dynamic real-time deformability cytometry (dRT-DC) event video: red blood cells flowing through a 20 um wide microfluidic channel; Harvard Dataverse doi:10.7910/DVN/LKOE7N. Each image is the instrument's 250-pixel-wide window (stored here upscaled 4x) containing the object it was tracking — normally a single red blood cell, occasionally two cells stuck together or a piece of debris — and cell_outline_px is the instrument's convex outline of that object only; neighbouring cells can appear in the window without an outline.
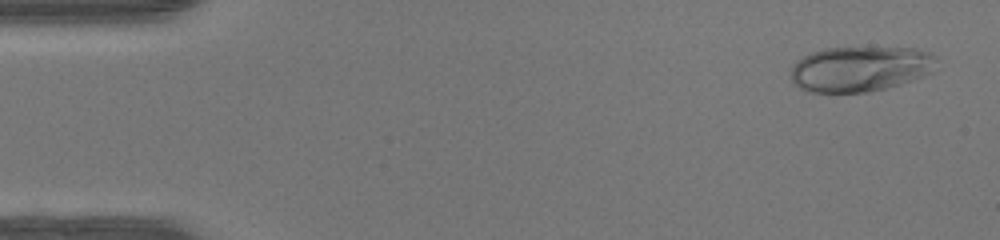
{"species": "human", "species_latin": "Homo sapiens", "temperature_condition": "warm", "stored_images_in_passage": 47, "camera_frame_rate_fps": 3000, "um_per_image_px": 0.085, "donor": {"sex": "female"}, "frame": {"image": 1, "passage_image": 2, "time_ms": 0.333, "image_size_px": [1000, 240], "cell_outline_px": [[936, 56], [932, 72], [924, 76], [900, 84], [868, 92], [808, 92], [800, 88], [792, 80], [792, 68], [796, 60], [812, 52], [824, 48], [916, 48], [932, 52]], "centroid_in_image_um": [73.13, 5.85], "position_along_channel_um": 11.9, "area_um2": 38.38}}
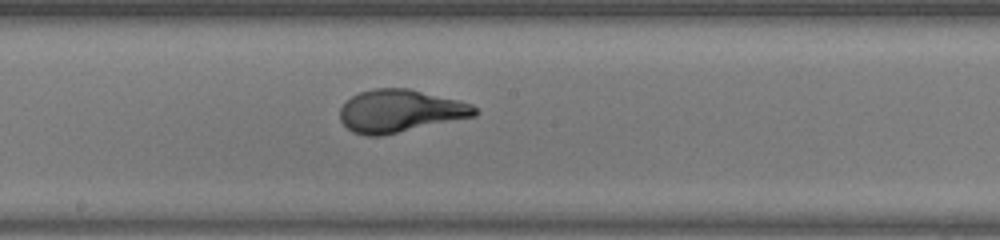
{"frame": {"image": 2, "passage_image": 25, "time_ms": 8.0, "image_size_px": [1000, 240], "cell_outline_px": [[480, 112], [476, 116], [380, 136], [364, 136], [352, 132], [340, 120], [340, 108], [352, 96], [360, 92], [372, 88], [408, 88], [460, 100], [472, 104]], "centroid_in_image_um": [34.02, 9.43], "position_along_channel_um": 214.2, "area_um2": 33.58}}
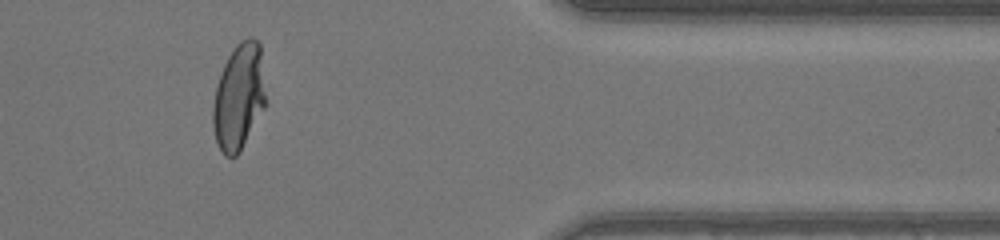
{"frame": {"image": 3, "passage_image": 39, "time_ms": 12.667, "image_size_px": [1000, 240], "cell_outline_px": [[268, 104], [240, 152], [236, 156], [224, 156], [216, 140], [212, 124], [212, 104], [220, 72], [228, 56], [236, 44], [240, 40], [248, 36], [252, 36], [260, 44]], "centroid_in_image_um": [20.33, 8.22], "position_along_channel_um": 391.1, "area_um2": 33.52}, "authors_computed_cell_mechanics": {"area_um2": 33.5818, "velocity_mm_per_s": 4.3376, "shape_relaxation_time_tau1_ms": 4.4393, "shape_relaxation_time_tau2_ms": null, "deformation_change_tau1": 0.2719, "deformation_change_tau2": null}}